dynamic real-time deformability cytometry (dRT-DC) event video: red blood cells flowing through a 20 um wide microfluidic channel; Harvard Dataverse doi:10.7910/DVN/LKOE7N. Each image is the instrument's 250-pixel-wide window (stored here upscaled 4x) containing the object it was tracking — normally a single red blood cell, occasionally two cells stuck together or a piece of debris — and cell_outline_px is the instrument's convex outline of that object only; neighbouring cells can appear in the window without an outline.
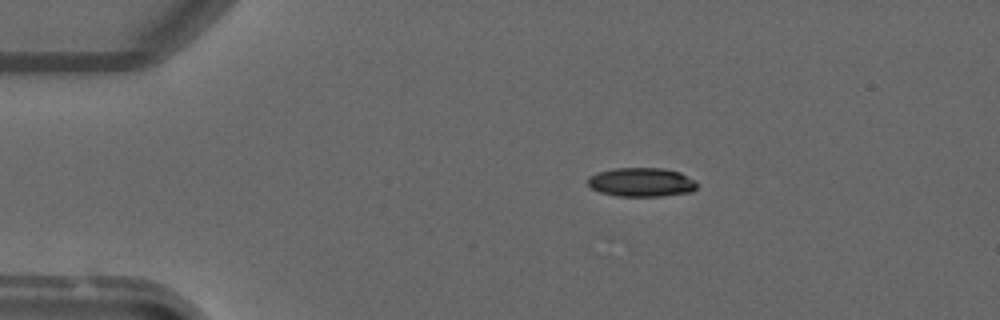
{"species": "common noctule bat (a hibernating species)", "species_latin": "Nyctalus noctula", "temperature_condition": "warm", "stored_images_in_passage": 3, "camera_frame_rate_fps": 3000, "um_per_image_px": 0.085, "animal": {"sex": "male", "forearm_length_mm": 52.5}, "frame": {"image": 1, "passage_image": 2, "time_ms": 1.333, "image_size_px": [1000, 320], "cell_outline_px": [[696, 188], [692, 192], [660, 196], [620, 196], [600, 192], [592, 188], [588, 184], [588, 176], [596, 172], [612, 168], [664, 168], [680, 172], [696, 180]], "centroid_in_image_um": [54.52, 15.47], "position_along_channel_um": 30.5, "area_um2": 18.55}}